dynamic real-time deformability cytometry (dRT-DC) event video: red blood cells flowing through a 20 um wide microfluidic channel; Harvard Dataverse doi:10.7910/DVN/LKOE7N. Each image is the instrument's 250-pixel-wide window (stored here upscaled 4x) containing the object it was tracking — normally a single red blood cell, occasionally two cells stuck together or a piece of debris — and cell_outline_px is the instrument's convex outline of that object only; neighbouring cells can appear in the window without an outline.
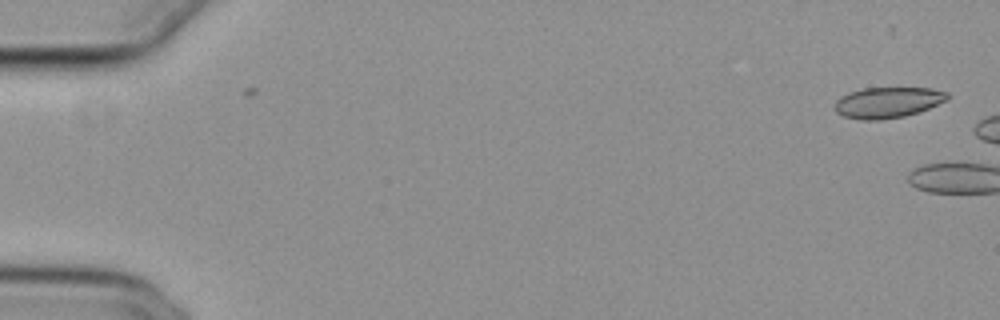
{"species": "common noctule bat (a hibernating species)", "species_latin": "Nyctalus noctula", "temperature_condition": "cold", "stored_images_in_passage": 2, "camera_frame_rate_fps": 3000, "um_per_image_px": 0.085, "animal": {"sex": "female", "body_mass_g": 29.2, "forearm_length_mm": 56.3}, "frame": {"image": 1, "passage_image": 1, "time_ms": 0.0, "image_size_px": [1000, 320], "cell_outline_px": [[948, 100], [928, 108], [904, 116], [880, 120], [860, 120], [844, 116], [836, 112], [836, 100], [840, 96], [848, 92], [864, 88], [932, 88], [948, 92]], "centroid_in_image_um": [75.45, 8.7], "position_along_channel_um": 9.6, "area_um2": 20.17}}